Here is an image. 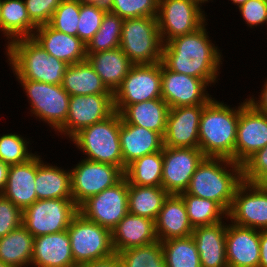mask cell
<instances>
[{"label": "cell", "mask_w": 267, "mask_h": 267, "mask_svg": "<svg viewBox=\"0 0 267 267\" xmlns=\"http://www.w3.org/2000/svg\"><path fill=\"white\" fill-rule=\"evenodd\" d=\"M206 25L163 44L161 63L168 70L203 79L211 86L218 83L223 55L210 40Z\"/></svg>", "instance_id": "cell-1"}, {"label": "cell", "mask_w": 267, "mask_h": 267, "mask_svg": "<svg viewBox=\"0 0 267 267\" xmlns=\"http://www.w3.org/2000/svg\"><path fill=\"white\" fill-rule=\"evenodd\" d=\"M240 106L230 107L213 97L203 108L199 124V149L206 157L235 162V142Z\"/></svg>", "instance_id": "cell-2"}, {"label": "cell", "mask_w": 267, "mask_h": 267, "mask_svg": "<svg viewBox=\"0 0 267 267\" xmlns=\"http://www.w3.org/2000/svg\"><path fill=\"white\" fill-rule=\"evenodd\" d=\"M242 181V165L223 157H205L192 175L186 192L213 200L228 213Z\"/></svg>", "instance_id": "cell-3"}, {"label": "cell", "mask_w": 267, "mask_h": 267, "mask_svg": "<svg viewBox=\"0 0 267 267\" xmlns=\"http://www.w3.org/2000/svg\"><path fill=\"white\" fill-rule=\"evenodd\" d=\"M6 47L8 64L16 79L62 85L68 64L50 55L31 37L18 38Z\"/></svg>", "instance_id": "cell-4"}, {"label": "cell", "mask_w": 267, "mask_h": 267, "mask_svg": "<svg viewBox=\"0 0 267 267\" xmlns=\"http://www.w3.org/2000/svg\"><path fill=\"white\" fill-rule=\"evenodd\" d=\"M122 117L115 111L111 116L79 130L69 140L83 152L85 159L111 164L123 170L120 145Z\"/></svg>", "instance_id": "cell-5"}, {"label": "cell", "mask_w": 267, "mask_h": 267, "mask_svg": "<svg viewBox=\"0 0 267 267\" xmlns=\"http://www.w3.org/2000/svg\"><path fill=\"white\" fill-rule=\"evenodd\" d=\"M119 47L133 64L161 62L163 42L157 17L124 19Z\"/></svg>", "instance_id": "cell-6"}, {"label": "cell", "mask_w": 267, "mask_h": 267, "mask_svg": "<svg viewBox=\"0 0 267 267\" xmlns=\"http://www.w3.org/2000/svg\"><path fill=\"white\" fill-rule=\"evenodd\" d=\"M67 232L77 267L115 252L111 230L85 218L79 212L72 219Z\"/></svg>", "instance_id": "cell-7"}, {"label": "cell", "mask_w": 267, "mask_h": 267, "mask_svg": "<svg viewBox=\"0 0 267 267\" xmlns=\"http://www.w3.org/2000/svg\"><path fill=\"white\" fill-rule=\"evenodd\" d=\"M28 97L30 114L56 131L68 116L70 95L62 85L17 79Z\"/></svg>", "instance_id": "cell-8"}, {"label": "cell", "mask_w": 267, "mask_h": 267, "mask_svg": "<svg viewBox=\"0 0 267 267\" xmlns=\"http://www.w3.org/2000/svg\"><path fill=\"white\" fill-rule=\"evenodd\" d=\"M78 212L72 199L37 200L23 210V226L34 237L59 233L68 229Z\"/></svg>", "instance_id": "cell-9"}, {"label": "cell", "mask_w": 267, "mask_h": 267, "mask_svg": "<svg viewBox=\"0 0 267 267\" xmlns=\"http://www.w3.org/2000/svg\"><path fill=\"white\" fill-rule=\"evenodd\" d=\"M115 111L121 113L128 105L161 97V62L133 64L113 93Z\"/></svg>", "instance_id": "cell-10"}, {"label": "cell", "mask_w": 267, "mask_h": 267, "mask_svg": "<svg viewBox=\"0 0 267 267\" xmlns=\"http://www.w3.org/2000/svg\"><path fill=\"white\" fill-rule=\"evenodd\" d=\"M70 172L72 200L78 207L91 196L113 187L124 178L121 168L85 158Z\"/></svg>", "instance_id": "cell-11"}, {"label": "cell", "mask_w": 267, "mask_h": 267, "mask_svg": "<svg viewBox=\"0 0 267 267\" xmlns=\"http://www.w3.org/2000/svg\"><path fill=\"white\" fill-rule=\"evenodd\" d=\"M201 8L194 0H159L157 21L163 44L206 23L207 15Z\"/></svg>", "instance_id": "cell-12"}, {"label": "cell", "mask_w": 267, "mask_h": 267, "mask_svg": "<svg viewBox=\"0 0 267 267\" xmlns=\"http://www.w3.org/2000/svg\"><path fill=\"white\" fill-rule=\"evenodd\" d=\"M129 182L124 177L113 187L84 201L78 211L85 218L112 230L128 213Z\"/></svg>", "instance_id": "cell-13"}, {"label": "cell", "mask_w": 267, "mask_h": 267, "mask_svg": "<svg viewBox=\"0 0 267 267\" xmlns=\"http://www.w3.org/2000/svg\"><path fill=\"white\" fill-rule=\"evenodd\" d=\"M227 219L239 226L267 230V187L242 181L236 188Z\"/></svg>", "instance_id": "cell-14"}, {"label": "cell", "mask_w": 267, "mask_h": 267, "mask_svg": "<svg viewBox=\"0 0 267 267\" xmlns=\"http://www.w3.org/2000/svg\"><path fill=\"white\" fill-rule=\"evenodd\" d=\"M114 112L113 94L70 96L67 119L56 132L71 138L82 128L105 120Z\"/></svg>", "instance_id": "cell-15"}, {"label": "cell", "mask_w": 267, "mask_h": 267, "mask_svg": "<svg viewBox=\"0 0 267 267\" xmlns=\"http://www.w3.org/2000/svg\"><path fill=\"white\" fill-rule=\"evenodd\" d=\"M162 188L169 194L185 192L192 175L206 157L199 148H162Z\"/></svg>", "instance_id": "cell-16"}, {"label": "cell", "mask_w": 267, "mask_h": 267, "mask_svg": "<svg viewBox=\"0 0 267 267\" xmlns=\"http://www.w3.org/2000/svg\"><path fill=\"white\" fill-rule=\"evenodd\" d=\"M240 104L235 142V163L242 165L267 145V115L258 111L246 98Z\"/></svg>", "instance_id": "cell-17"}, {"label": "cell", "mask_w": 267, "mask_h": 267, "mask_svg": "<svg viewBox=\"0 0 267 267\" xmlns=\"http://www.w3.org/2000/svg\"><path fill=\"white\" fill-rule=\"evenodd\" d=\"M203 79L168 70L161 63V97L169 108L205 105L212 97Z\"/></svg>", "instance_id": "cell-18"}, {"label": "cell", "mask_w": 267, "mask_h": 267, "mask_svg": "<svg viewBox=\"0 0 267 267\" xmlns=\"http://www.w3.org/2000/svg\"><path fill=\"white\" fill-rule=\"evenodd\" d=\"M205 105L169 108L163 146L199 148V124Z\"/></svg>", "instance_id": "cell-19"}, {"label": "cell", "mask_w": 267, "mask_h": 267, "mask_svg": "<svg viewBox=\"0 0 267 267\" xmlns=\"http://www.w3.org/2000/svg\"><path fill=\"white\" fill-rule=\"evenodd\" d=\"M229 223L226 228L228 267H259L260 230Z\"/></svg>", "instance_id": "cell-20"}, {"label": "cell", "mask_w": 267, "mask_h": 267, "mask_svg": "<svg viewBox=\"0 0 267 267\" xmlns=\"http://www.w3.org/2000/svg\"><path fill=\"white\" fill-rule=\"evenodd\" d=\"M31 38L50 55L68 65L86 61V44L78 36L59 32L45 24L37 26Z\"/></svg>", "instance_id": "cell-21"}, {"label": "cell", "mask_w": 267, "mask_h": 267, "mask_svg": "<svg viewBox=\"0 0 267 267\" xmlns=\"http://www.w3.org/2000/svg\"><path fill=\"white\" fill-rule=\"evenodd\" d=\"M77 267L67 230L34 238L30 267Z\"/></svg>", "instance_id": "cell-22"}, {"label": "cell", "mask_w": 267, "mask_h": 267, "mask_svg": "<svg viewBox=\"0 0 267 267\" xmlns=\"http://www.w3.org/2000/svg\"><path fill=\"white\" fill-rule=\"evenodd\" d=\"M120 145L123 158V171L134 160L147 154L161 151L163 137L150 129L125 123L121 120Z\"/></svg>", "instance_id": "cell-23"}, {"label": "cell", "mask_w": 267, "mask_h": 267, "mask_svg": "<svg viewBox=\"0 0 267 267\" xmlns=\"http://www.w3.org/2000/svg\"><path fill=\"white\" fill-rule=\"evenodd\" d=\"M36 172L37 154L35 152L28 161L9 167L7 184L2 194L22 210L32 205L37 201Z\"/></svg>", "instance_id": "cell-24"}, {"label": "cell", "mask_w": 267, "mask_h": 267, "mask_svg": "<svg viewBox=\"0 0 267 267\" xmlns=\"http://www.w3.org/2000/svg\"><path fill=\"white\" fill-rule=\"evenodd\" d=\"M193 229L182 197L169 194L155 220L158 241L191 236Z\"/></svg>", "instance_id": "cell-25"}, {"label": "cell", "mask_w": 267, "mask_h": 267, "mask_svg": "<svg viewBox=\"0 0 267 267\" xmlns=\"http://www.w3.org/2000/svg\"><path fill=\"white\" fill-rule=\"evenodd\" d=\"M111 234L113 249L117 253L158 241L155 221L129 212L111 230Z\"/></svg>", "instance_id": "cell-26"}, {"label": "cell", "mask_w": 267, "mask_h": 267, "mask_svg": "<svg viewBox=\"0 0 267 267\" xmlns=\"http://www.w3.org/2000/svg\"><path fill=\"white\" fill-rule=\"evenodd\" d=\"M227 223L199 226L192 237L199 252L201 267H228L226 258Z\"/></svg>", "instance_id": "cell-27"}, {"label": "cell", "mask_w": 267, "mask_h": 267, "mask_svg": "<svg viewBox=\"0 0 267 267\" xmlns=\"http://www.w3.org/2000/svg\"><path fill=\"white\" fill-rule=\"evenodd\" d=\"M37 154V172L35 191L37 200L72 199L71 172L62 167L44 163ZM62 168V169H61Z\"/></svg>", "instance_id": "cell-28"}, {"label": "cell", "mask_w": 267, "mask_h": 267, "mask_svg": "<svg viewBox=\"0 0 267 267\" xmlns=\"http://www.w3.org/2000/svg\"><path fill=\"white\" fill-rule=\"evenodd\" d=\"M86 60L112 93L121 85L133 65L120 47L87 54Z\"/></svg>", "instance_id": "cell-29"}, {"label": "cell", "mask_w": 267, "mask_h": 267, "mask_svg": "<svg viewBox=\"0 0 267 267\" xmlns=\"http://www.w3.org/2000/svg\"><path fill=\"white\" fill-rule=\"evenodd\" d=\"M168 111V104L156 98L128 105L120 115L125 123L153 130L163 137Z\"/></svg>", "instance_id": "cell-30"}, {"label": "cell", "mask_w": 267, "mask_h": 267, "mask_svg": "<svg viewBox=\"0 0 267 267\" xmlns=\"http://www.w3.org/2000/svg\"><path fill=\"white\" fill-rule=\"evenodd\" d=\"M62 87L70 96L113 94L87 60L68 65L63 76Z\"/></svg>", "instance_id": "cell-31"}, {"label": "cell", "mask_w": 267, "mask_h": 267, "mask_svg": "<svg viewBox=\"0 0 267 267\" xmlns=\"http://www.w3.org/2000/svg\"><path fill=\"white\" fill-rule=\"evenodd\" d=\"M34 236L21 225L0 238V261L9 267L31 265Z\"/></svg>", "instance_id": "cell-32"}, {"label": "cell", "mask_w": 267, "mask_h": 267, "mask_svg": "<svg viewBox=\"0 0 267 267\" xmlns=\"http://www.w3.org/2000/svg\"><path fill=\"white\" fill-rule=\"evenodd\" d=\"M36 28L23 0H2L1 32L7 44L18 38L32 37Z\"/></svg>", "instance_id": "cell-33"}, {"label": "cell", "mask_w": 267, "mask_h": 267, "mask_svg": "<svg viewBox=\"0 0 267 267\" xmlns=\"http://www.w3.org/2000/svg\"><path fill=\"white\" fill-rule=\"evenodd\" d=\"M168 195L162 187L129 184L128 212L155 221Z\"/></svg>", "instance_id": "cell-34"}, {"label": "cell", "mask_w": 267, "mask_h": 267, "mask_svg": "<svg viewBox=\"0 0 267 267\" xmlns=\"http://www.w3.org/2000/svg\"><path fill=\"white\" fill-rule=\"evenodd\" d=\"M163 154L162 150L147 154L130 163L124 177L130 185L162 187Z\"/></svg>", "instance_id": "cell-35"}, {"label": "cell", "mask_w": 267, "mask_h": 267, "mask_svg": "<svg viewBox=\"0 0 267 267\" xmlns=\"http://www.w3.org/2000/svg\"><path fill=\"white\" fill-rule=\"evenodd\" d=\"M185 202L186 211L193 228L213 225L227 218V212L215 201L188 194H179Z\"/></svg>", "instance_id": "cell-36"}, {"label": "cell", "mask_w": 267, "mask_h": 267, "mask_svg": "<svg viewBox=\"0 0 267 267\" xmlns=\"http://www.w3.org/2000/svg\"><path fill=\"white\" fill-rule=\"evenodd\" d=\"M166 267H201L194 238H172L161 242Z\"/></svg>", "instance_id": "cell-37"}, {"label": "cell", "mask_w": 267, "mask_h": 267, "mask_svg": "<svg viewBox=\"0 0 267 267\" xmlns=\"http://www.w3.org/2000/svg\"><path fill=\"white\" fill-rule=\"evenodd\" d=\"M124 19L112 12H106L99 30L86 45L87 54L119 48Z\"/></svg>", "instance_id": "cell-38"}, {"label": "cell", "mask_w": 267, "mask_h": 267, "mask_svg": "<svg viewBox=\"0 0 267 267\" xmlns=\"http://www.w3.org/2000/svg\"><path fill=\"white\" fill-rule=\"evenodd\" d=\"M121 267H166L160 241L118 252Z\"/></svg>", "instance_id": "cell-39"}, {"label": "cell", "mask_w": 267, "mask_h": 267, "mask_svg": "<svg viewBox=\"0 0 267 267\" xmlns=\"http://www.w3.org/2000/svg\"><path fill=\"white\" fill-rule=\"evenodd\" d=\"M30 141L17 133H6L0 136V160L11 166L24 163L35 154L28 149Z\"/></svg>", "instance_id": "cell-40"}, {"label": "cell", "mask_w": 267, "mask_h": 267, "mask_svg": "<svg viewBox=\"0 0 267 267\" xmlns=\"http://www.w3.org/2000/svg\"><path fill=\"white\" fill-rule=\"evenodd\" d=\"M80 1L62 0L56 8L48 25L62 33L77 36Z\"/></svg>", "instance_id": "cell-41"}, {"label": "cell", "mask_w": 267, "mask_h": 267, "mask_svg": "<svg viewBox=\"0 0 267 267\" xmlns=\"http://www.w3.org/2000/svg\"><path fill=\"white\" fill-rule=\"evenodd\" d=\"M159 0H113L112 13L122 19L157 17Z\"/></svg>", "instance_id": "cell-42"}, {"label": "cell", "mask_w": 267, "mask_h": 267, "mask_svg": "<svg viewBox=\"0 0 267 267\" xmlns=\"http://www.w3.org/2000/svg\"><path fill=\"white\" fill-rule=\"evenodd\" d=\"M105 13L104 10L98 9L95 5L80 2L77 36L86 45L99 30Z\"/></svg>", "instance_id": "cell-43"}, {"label": "cell", "mask_w": 267, "mask_h": 267, "mask_svg": "<svg viewBox=\"0 0 267 267\" xmlns=\"http://www.w3.org/2000/svg\"><path fill=\"white\" fill-rule=\"evenodd\" d=\"M242 179L254 184H262L267 179V145L242 164Z\"/></svg>", "instance_id": "cell-44"}, {"label": "cell", "mask_w": 267, "mask_h": 267, "mask_svg": "<svg viewBox=\"0 0 267 267\" xmlns=\"http://www.w3.org/2000/svg\"><path fill=\"white\" fill-rule=\"evenodd\" d=\"M23 225V210L0 193V238Z\"/></svg>", "instance_id": "cell-45"}, {"label": "cell", "mask_w": 267, "mask_h": 267, "mask_svg": "<svg viewBox=\"0 0 267 267\" xmlns=\"http://www.w3.org/2000/svg\"><path fill=\"white\" fill-rule=\"evenodd\" d=\"M62 0H25L28 16L36 25L48 24Z\"/></svg>", "instance_id": "cell-46"}, {"label": "cell", "mask_w": 267, "mask_h": 267, "mask_svg": "<svg viewBox=\"0 0 267 267\" xmlns=\"http://www.w3.org/2000/svg\"><path fill=\"white\" fill-rule=\"evenodd\" d=\"M240 15L250 28L267 24V0H248L238 7Z\"/></svg>", "instance_id": "cell-47"}, {"label": "cell", "mask_w": 267, "mask_h": 267, "mask_svg": "<svg viewBox=\"0 0 267 267\" xmlns=\"http://www.w3.org/2000/svg\"><path fill=\"white\" fill-rule=\"evenodd\" d=\"M78 267H121L120 256L117 252H114L112 255L96 259L92 262L85 263Z\"/></svg>", "instance_id": "cell-48"}, {"label": "cell", "mask_w": 267, "mask_h": 267, "mask_svg": "<svg viewBox=\"0 0 267 267\" xmlns=\"http://www.w3.org/2000/svg\"><path fill=\"white\" fill-rule=\"evenodd\" d=\"M247 99L258 111L267 115V79L264 82L259 98L249 97Z\"/></svg>", "instance_id": "cell-49"}, {"label": "cell", "mask_w": 267, "mask_h": 267, "mask_svg": "<svg viewBox=\"0 0 267 267\" xmlns=\"http://www.w3.org/2000/svg\"><path fill=\"white\" fill-rule=\"evenodd\" d=\"M259 267H267V230H260V262Z\"/></svg>", "instance_id": "cell-50"}, {"label": "cell", "mask_w": 267, "mask_h": 267, "mask_svg": "<svg viewBox=\"0 0 267 267\" xmlns=\"http://www.w3.org/2000/svg\"><path fill=\"white\" fill-rule=\"evenodd\" d=\"M84 3L95 5L98 9L105 12H111L113 8V0H84Z\"/></svg>", "instance_id": "cell-51"}, {"label": "cell", "mask_w": 267, "mask_h": 267, "mask_svg": "<svg viewBox=\"0 0 267 267\" xmlns=\"http://www.w3.org/2000/svg\"><path fill=\"white\" fill-rule=\"evenodd\" d=\"M9 165L0 160V193H2L7 184Z\"/></svg>", "instance_id": "cell-52"}, {"label": "cell", "mask_w": 267, "mask_h": 267, "mask_svg": "<svg viewBox=\"0 0 267 267\" xmlns=\"http://www.w3.org/2000/svg\"><path fill=\"white\" fill-rule=\"evenodd\" d=\"M232 4L236 5L237 7L241 6L242 4L246 3L248 0H230Z\"/></svg>", "instance_id": "cell-53"}, {"label": "cell", "mask_w": 267, "mask_h": 267, "mask_svg": "<svg viewBox=\"0 0 267 267\" xmlns=\"http://www.w3.org/2000/svg\"><path fill=\"white\" fill-rule=\"evenodd\" d=\"M197 2L200 6H202L204 3L209 2L210 0H194Z\"/></svg>", "instance_id": "cell-54"}, {"label": "cell", "mask_w": 267, "mask_h": 267, "mask_svg": "<svg viewBox=\"0 0 267 267\" xmlns=\"http://www.w3.org/2000/svg\"><path fill=\"white\" fill-rule=\"evenodd\" d=\"M1 7H2V0H0V32H1Z\"/></svg>", "instance_id": "cell-55"}, {"label": "cell", "mask_w": 267, "mask_h": 267, "mask_svg": "<svg viewBox=\"0 0 267 267\" xmlns=\"http://www.w3.org/2000/svg\"><path fill=\"white\" fill-rule=\"evenodd\" d=\"M0 267H9V266L5 265L2 261H0Z\"/></svg>", "instance_id": "cell-56"}, {"label": "cell", "mask_w": 267, "mask_h": 267, "mask_svg": "<svg viewBox=\"0 0 267 267\" xmlns=\"http://www.w3.org/2000/svg\"><path fill=\"white\" fill-rule=\"evenodd\" d=\"M262 185L267 187V179L262 183Z\"/></svg>", "instance_id": "cell-57"}]
</instances>
